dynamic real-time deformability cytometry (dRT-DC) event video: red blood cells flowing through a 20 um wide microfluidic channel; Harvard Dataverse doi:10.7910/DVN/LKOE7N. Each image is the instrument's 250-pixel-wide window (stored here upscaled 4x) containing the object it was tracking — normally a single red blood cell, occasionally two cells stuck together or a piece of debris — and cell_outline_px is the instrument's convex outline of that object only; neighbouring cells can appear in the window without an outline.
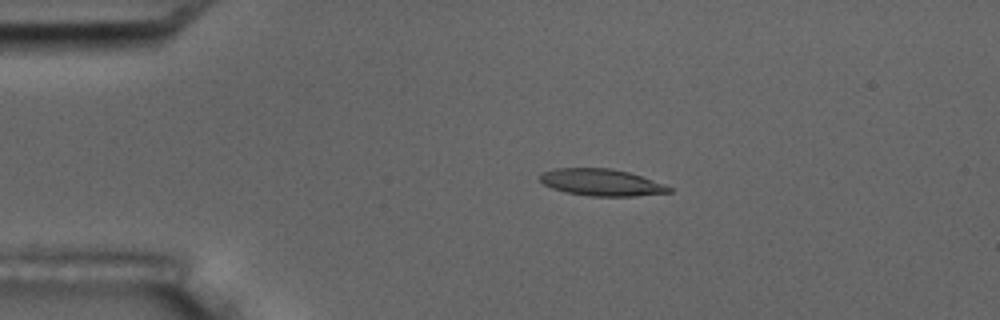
{"species": "common noctule bat (a hibernating species)", "species_latin": "Nyctalus noctula", "temperature_condition": "room temperature", "stored_images_in_passage": 5, "camera_frame_rate_fps": 3000, "um_per_image_px": 0.085, "animal": {"sex": "male", "body_mass_g": 17.5, "forearm_length_mm": 52.3}, "frame": {"image": 1, "passage_image": 3, "time_ms": 2.333, "image_size_px": [1000, 320], "cell_outline_px": [[672, 192], [636, 196], [588, 196], [564, 192], [552, 188], [544, 184], [540, 180], [540, 176], [544, 172], [556, 168], [612, 168], [628, 172], [664, 184], [672, 188]], "centroid_in_image_um": [51.12, 15.51], "position_along_channel_um": 33.9, "area_um2": 20.11}}
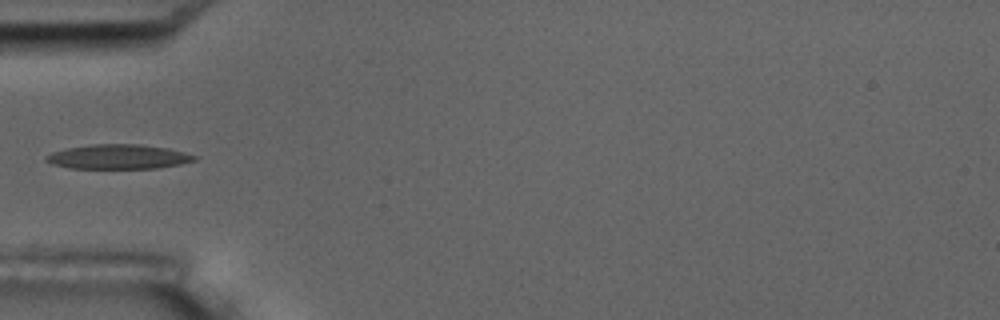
{"frame": {"image": 2, "passage_image": 5, "time_ms": 4.667, "image_size_px": [1000, 320], "cell_outline_px": [[196, 160], [180, 164], [156, 168], [68, 168], [52, 164], [44, 160], [44, 156], [52, 152], [68, 148], [92, 144], [140, 144], [168, 148], [184, 152], [196, 156]], "centroid_in_image_um": [10.03, 13.32], "position_along_channel_um": 75.0, "area_um2": 21.15}}